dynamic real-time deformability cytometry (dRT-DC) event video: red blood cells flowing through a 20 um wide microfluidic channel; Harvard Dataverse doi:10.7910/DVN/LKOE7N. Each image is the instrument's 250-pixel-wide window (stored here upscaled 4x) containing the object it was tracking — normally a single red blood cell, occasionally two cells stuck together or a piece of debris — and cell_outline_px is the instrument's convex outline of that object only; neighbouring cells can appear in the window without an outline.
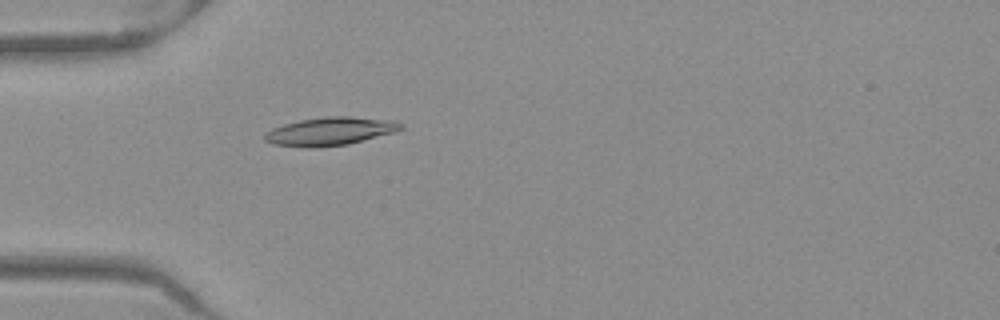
{"species": "Egyptian fruit bat (a non-hibernating species)", "species_latin": "Rousettus aegyptiacus", "temperature_condition": "warm", "stored_images_in_passage": 52, "camera_frame_rate_fps": 3000, "um_per_image_px": 0.085, "frame": {"image": 1, "passage_image": 16, "time_ms": 5.0, "image_size_px": [1000, 320], "cell_outline_px": [[404, 128], [396, 132], [348, 144], [316, 148], [308, 148], [272, 144], [264, 140], [264, 136], [272, 128], [284, 124], [300, 120], [324, 116], [352, 116], [396, 120], [404, 124]], "centroid_in_image_um": [28.11, 11.15], "position_along_channel_um": 56.9, "area_um2": 22.72}}
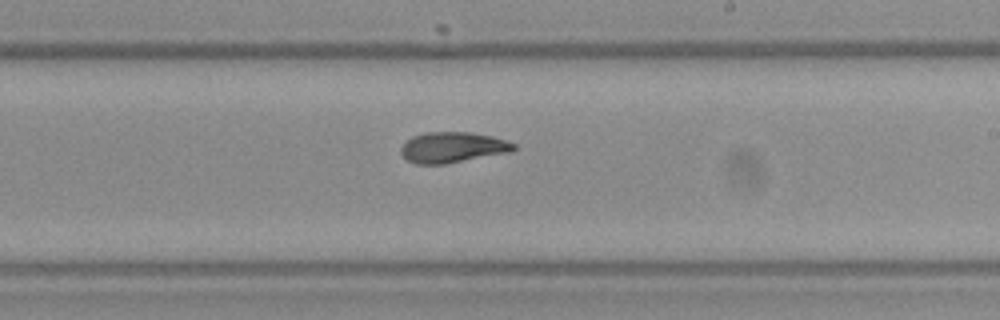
{"frame": {"image": 2, "passage_image": 31, "time_ms": 10.0, "image_size_px": [1000, 320], "cell_outline_px": [[516, 148], [512, 152], [444, 164], [416, 164], [408, 160], [400, 152], [400, 148], [412, 136], [424, 132], [472, 132], [492, 136], [516, 144]], "centroid_in_image_um": [38.49, 12.52], "position_along_channel_um": 250.5, "area_um2": 20.17}}
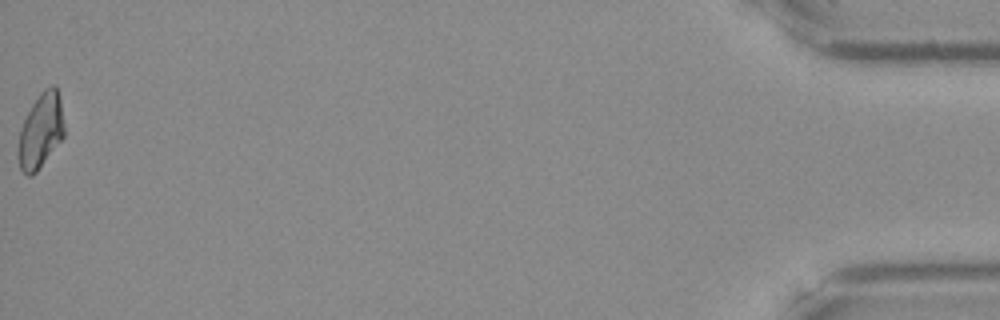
{"frame": {"image": 3, "passage_image": 52, "time_ms": 17.0, "image_size_px": [1000, 320], "cell_outline_px": [[64, 136], [36, 172], [32, 176], [28, 176], [20, 168], [16, 152], [16, 148], [20, 132], [24, 120], [32, 104], [40, 92], [44, 88], [52, 84], [56, 84], [60, 96], [64, 124]], "centroid_in_image_um": [3.46, 11.09], "position_along_channel_um": 431.7, "area_um2": 20.23}, "authors_computed_cell_mechanics": {"area_um2": 20.1722, "velocity_mm_per_s": 3.9768, "shape_relaxation_time_tau1_ms": 8.8447, "shape_relaxation_time_tau2_ms": 3.4437, "deformation_change_tau1": 0.2206, "deformation_change_tau2": 0.0805}}